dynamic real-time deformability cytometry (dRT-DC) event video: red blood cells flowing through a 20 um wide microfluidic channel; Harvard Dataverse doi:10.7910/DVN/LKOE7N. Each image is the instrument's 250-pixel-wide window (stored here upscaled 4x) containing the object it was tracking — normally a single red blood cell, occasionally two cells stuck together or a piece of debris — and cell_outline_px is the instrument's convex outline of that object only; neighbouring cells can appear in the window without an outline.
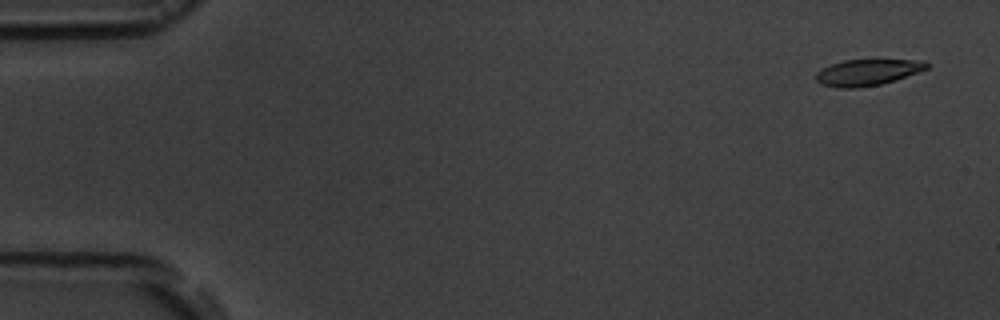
{"species": "common noctule bat (a hibernating species)", "species_latin": "Nyctalus noctula", "temperature_condition": "room temperature", "stored_images_in_passage": 6, "segment_of_instrument_passage": [1, 2], "camera_frame_rate_fps": 3000, "um_per_image_px": 0.085, "animal": {"sex": "male", "body_mass_g": 19.5, "forearm_length_mm": 54.6}, "frame": {"image": 1, "passage_image": 1, "time_ms": 0.0, "image_size_px": [1000, 320], "cell_outline_px": [[928, 68], [880, 84], [856, 88], [836, 88], [820, 84], [816, 80], [816, 72], [820, 68], [844, 60], [924, 60], [928, 64]], "centroid_in_image_um": [73.65, 6.15], "position_along_channel_um": 11.3, "area_um2": 16.7}}
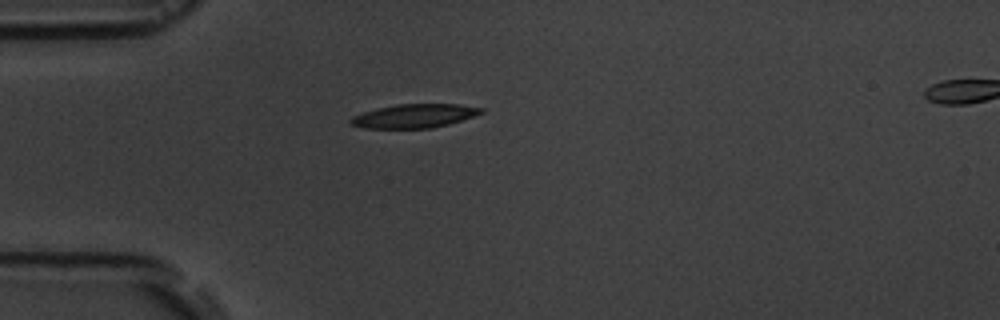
{"frame": {"image": 2, "passage_image": 5, "time_ms": 4.333, "image_size_px": [1000, 320], "cell_outline_px": [[484, 112], [448, 124], [432, 128], [364, 128], [352, 124], [348, 120], [352, 116], [376, 108], [396, 104], [460, 104], [484, 108]], "centroid_in_image_um": [35.2, 9.85], "position_along_channel_um": 49.8, "area_um2": 17.98}}